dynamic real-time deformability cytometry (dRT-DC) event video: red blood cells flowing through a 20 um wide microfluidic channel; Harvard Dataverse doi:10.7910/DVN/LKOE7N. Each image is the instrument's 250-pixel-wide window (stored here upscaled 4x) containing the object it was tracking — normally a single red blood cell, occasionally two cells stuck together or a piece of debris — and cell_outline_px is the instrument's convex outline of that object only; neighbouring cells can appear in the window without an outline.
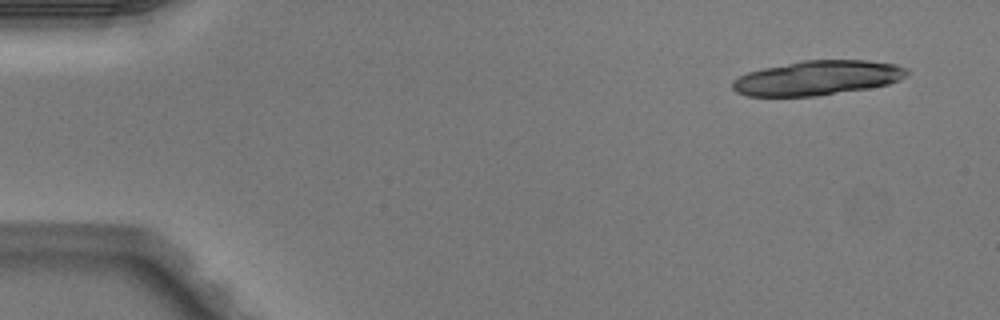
{"species": "Egyptian fruit bat (a non-hibernating species)", "species_latin": "Rousettus aegyptiacus", "temperature_condition": "warm", "stored_images_in_passage": 4, "camera_frame_rate_fps": 3000, "um_per_image_px": 0.085, "animal": {"sex": "male"}, "frame": {"image": 1, "passage_image": 1, "time_ms": 0.0, "image_size_px": [1000, 320], "cell_outline_px": [[908, 72], [900, 80], [888, 84], [868, 88], [816, 96], [748, 96], [736, 92], [732, 88], [732, 80], [748, 72], [764, 68], [804, 60], [868, 60], [896, 64], [908, 68]], "centroid_in_image_um": [69.49, 6.62], "position_along_channel_um": 15.5, "area_um2": 35.03}}